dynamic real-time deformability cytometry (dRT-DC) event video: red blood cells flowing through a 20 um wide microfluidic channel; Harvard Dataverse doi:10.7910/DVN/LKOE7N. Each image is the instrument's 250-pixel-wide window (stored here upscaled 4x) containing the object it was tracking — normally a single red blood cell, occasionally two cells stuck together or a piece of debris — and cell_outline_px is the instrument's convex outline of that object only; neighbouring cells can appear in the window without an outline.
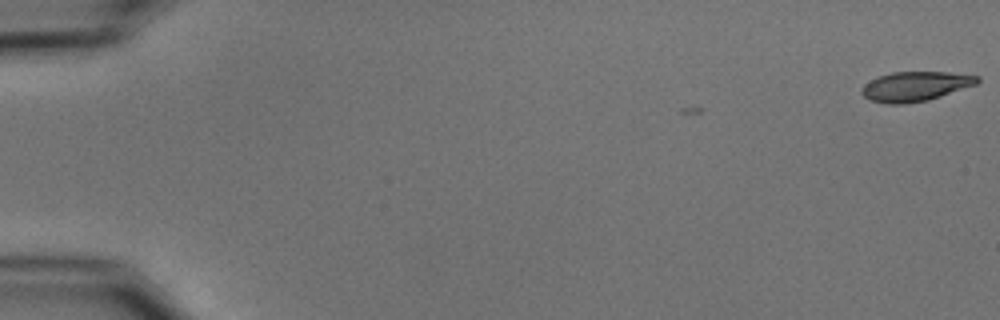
{"species": "common noctule bat (a hibernating species)", "species_latin": "Nyctalus noctula", "temperature_condition": "cold", "stored_images_in_passage": 5, "camera_frame_rate_fps": 3000, "um_per_image_px": 0.085, "animal": {"sex": "male", "body_mass_g": 15.6}, "frame": {"image": 1, "passage_image": 5, "time_ms": 1.333, "image_size_px": [1000, 320], "cell_outline_px": [[980, 80], [976, 84], [928, 100], [904, 104], [888, 104], [868, 100], [860, 92], [860, 88], [864, 84], [876, 76], [892, 72], [948, 72], [980, 76]], "centroid_in_image_um": [77.74, 7.34], "position_along_channel_um": 7.3, "area_um2": 20.06}}